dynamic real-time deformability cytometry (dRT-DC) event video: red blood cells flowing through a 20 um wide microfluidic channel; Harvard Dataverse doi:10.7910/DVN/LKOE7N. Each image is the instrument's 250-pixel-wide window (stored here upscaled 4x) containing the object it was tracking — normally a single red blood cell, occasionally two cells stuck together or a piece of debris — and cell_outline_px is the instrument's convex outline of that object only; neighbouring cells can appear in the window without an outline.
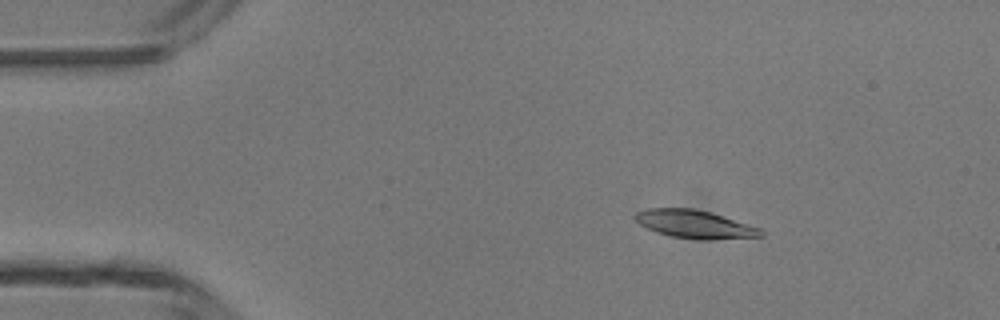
{"species": "common noctule bat (a hibernating species)", "species_latin": "Nyctalus noctula", "temperature_condition": "room temperature", "stored_images_in_passage": 5, "segment_of_instrument_passage": [1, 2], "camera_frame_rate_fps": 3000, "um_per_image_px": 0.085, "animal": {"sex": "male", "body_mass_g": 13.3}, "frame": {"image": 1, "passage_image": 3, "time_ms": 2.0, "image_size_px": [1000, 320], "cell_outline_px": [[764, 236], [712, 240], [700, 240], [672, 236], [656, 232], [640, 224], [632, 216], [636, 212], [644, 208], [692, 208], [712, 212], [760, 228], [764, 232]], "centroid_in_image_um": [59.05, 19.05], "position_along_channel_um": 25.9, "area_um2": 20.75}}